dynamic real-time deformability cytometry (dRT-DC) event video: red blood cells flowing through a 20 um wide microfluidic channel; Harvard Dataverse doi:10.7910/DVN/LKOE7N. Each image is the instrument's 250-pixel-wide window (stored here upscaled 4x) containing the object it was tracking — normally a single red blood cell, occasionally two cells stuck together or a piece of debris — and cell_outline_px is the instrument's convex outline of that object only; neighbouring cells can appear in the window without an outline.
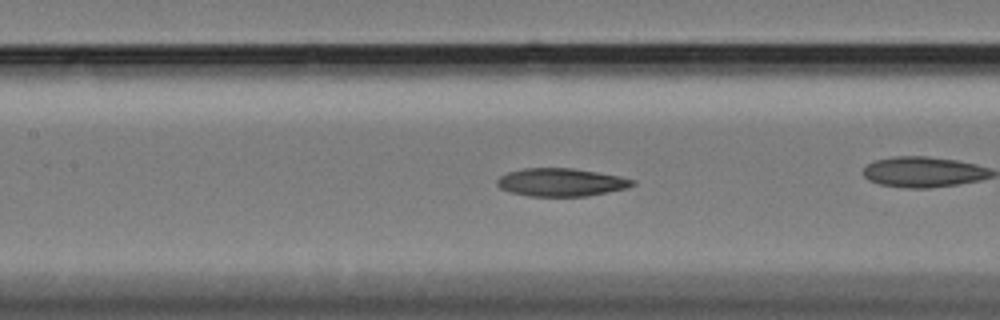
{"species": "Egyptian fruit bat (a non-hibernating species)", "species_latin": "Rousettus aegyptiacus", "temperature_condition": "cold", "stored_images_in_passage": 39, "camera_frame_rate_fps": 3000, "um_per_image_px": 0.085, "animal": {"sex": "female"}, "frame": {"image": 1, "passage_image": 12, "time_ms": 3.667, "image_size_px": [1000, 320], "cell_outline_px": [[636, 184], [628, 188], [588, 196], [528, 196], [512, 192], [500, 188], [496, 184], [496, 180], [500, 176], [508, 172], [524, 168], [572, 168], [620, 176], [636, 180]], "centroid_in_image_um": [47.71, 15.49], "position_along_channel_um": 159.7, "area_um2": 22.14}}